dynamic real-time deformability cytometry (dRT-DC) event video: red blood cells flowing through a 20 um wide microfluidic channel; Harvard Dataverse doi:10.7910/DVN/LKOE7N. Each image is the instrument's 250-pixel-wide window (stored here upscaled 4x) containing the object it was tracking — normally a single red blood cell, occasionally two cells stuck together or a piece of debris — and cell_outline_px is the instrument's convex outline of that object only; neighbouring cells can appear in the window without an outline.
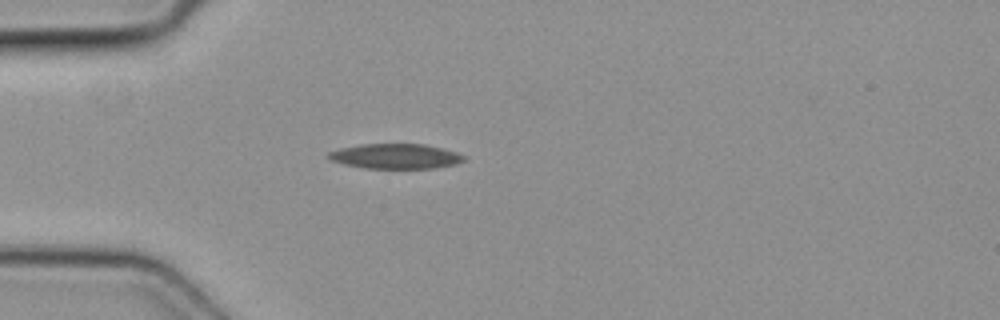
{"species": "common noctule bat (a hibernating species)", "species_latin": "Nyctalus noctula", "temperature_condition": "cold", "stored_images_in_passage": 5, "camera_frame_rate_fps": 3000, "um_per_image_px": 0.085, "animal": {"sex": "female", "body_mass_g": 19.3, "forearm_length_mm": 54.1}, "frame": {"image": 1, "passage_image": 5, "time_ms": 1.333, "image_size_px": [1000, 320], "cell_outline_px": [[468, 160], [456, 164], [432, 168], [364, 168], [344, 164], [332, 160], [328, 156], [328, 152], [340, 148], [360, 144], [424, 144], [444, 148], [456, 152], [464, 156]], "centroid_in_image_um": [33.66, 13.27], "position_along_channel_um": 51.3, "area_um2": 19.71}}